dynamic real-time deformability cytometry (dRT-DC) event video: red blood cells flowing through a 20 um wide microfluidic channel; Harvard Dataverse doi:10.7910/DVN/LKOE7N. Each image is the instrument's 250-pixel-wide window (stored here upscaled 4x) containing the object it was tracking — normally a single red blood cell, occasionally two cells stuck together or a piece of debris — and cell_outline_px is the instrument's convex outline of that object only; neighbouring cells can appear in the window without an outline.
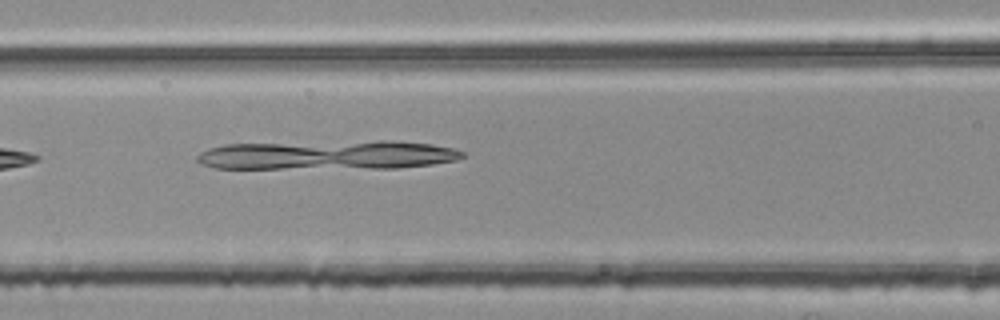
{"species": "common noctule bat (a hibernating species)", "species_latin": "Nyctalus noctula", "temperature_condition": "room temperature", "stored_images_in_passage": 5, "camera_frame_rate_fps": 3000, "um_per_image_px": 0.085, "animal": {"sex": "female", "body_mass_g": 25.1}, "frame": {"image": 1, "passage_image": 5, "time_ms": 1.333, "image_size_px": [1000, 320], "cell_outline_px": [[468, 156], [456, 160], [432, 164], [396, 168], [216, 168], [204, 164], [196, 160], [196, 156], [200, 152], [208, 148], [224, 144], [384, 140], [392, 140], [432, 144], [452, 148], [464, 152]], "centroid_in_image_um": [27.88, 13.17], "position_along_channel_um": 138.7, "area_um2": 45.37}}